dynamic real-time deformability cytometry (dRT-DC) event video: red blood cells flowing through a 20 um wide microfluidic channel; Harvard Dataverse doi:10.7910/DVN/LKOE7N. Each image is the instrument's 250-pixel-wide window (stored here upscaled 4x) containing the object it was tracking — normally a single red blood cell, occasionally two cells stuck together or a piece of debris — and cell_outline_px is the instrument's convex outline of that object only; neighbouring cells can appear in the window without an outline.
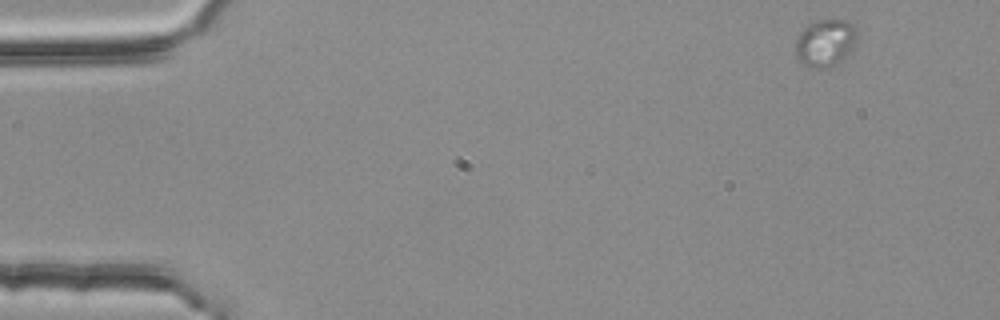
{"species": "common noctule bat (a hibernating species)", "species_latin": "Nyctalus noctula", "temperature_condition": "room temperature", "stored_images_in_passage": 52, "camera_frame_rate_fps": 3000, "um_per_image_px": 0.085, "animal": {"sex": "female", "body_mass_g": 25.1}, "frame": {"image": 1, "passage_image": 1, "time_ms": 0.0, "image_size_px": [1000, 320], "cell_outline_px": [[856, 36], [852, 48], [840, 60], [828, 68], [812, 68], [804, 64], [796, 56], [796, 40], [800, 32], [808, 24], [816, 20], [848, 20], [852, 24], [856, 32]], "centroid_in_image_um": [70.12, 3.63], "position_along_channel_um": 14.9, "area_um2": 16.59}}